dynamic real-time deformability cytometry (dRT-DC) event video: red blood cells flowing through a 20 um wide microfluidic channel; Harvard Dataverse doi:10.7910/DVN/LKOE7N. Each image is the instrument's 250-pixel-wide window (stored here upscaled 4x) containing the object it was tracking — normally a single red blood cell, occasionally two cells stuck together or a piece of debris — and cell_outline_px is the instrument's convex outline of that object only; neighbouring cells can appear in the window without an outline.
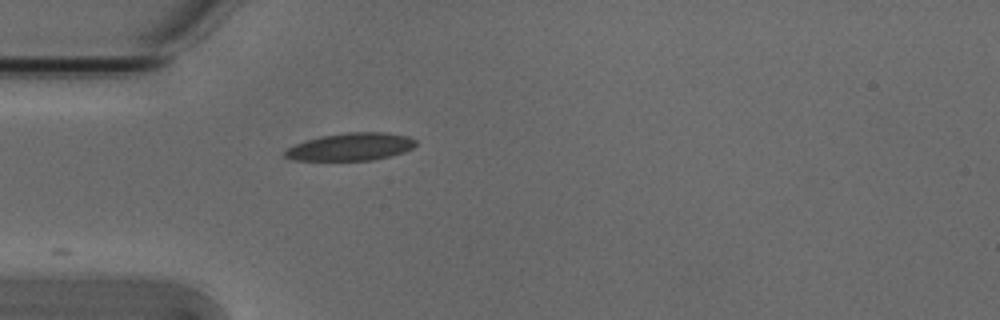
{"species": "Egyptian fruit bat (a non-hibernating species)", "species_latin": "Rousettus aegyptiacus", "temperature_condition": "cold", "stored_images_in_passage": 5, "camera_frame_rate_fps": 3000, "um_per_image_px": 0.085, "animal": {"sex": "male"}, "frame": {"image": 1, "passage_image": 5, "time_ms": 1.333, "image_size_px": [1000, 320], "cell_outline_px": [[416, 144], [412, 148], [404, 152], [372, 160], [292, 160], [284, 156], [284, 152], [288, 148], [296, 144], [320, 136], [344, 132], [384, 132], [408, 136], [416, 140]], "centroid_in_image_um": [29.82, 12.47], "position_along_channel_um": 55.2, "area_um2": 20.92}}